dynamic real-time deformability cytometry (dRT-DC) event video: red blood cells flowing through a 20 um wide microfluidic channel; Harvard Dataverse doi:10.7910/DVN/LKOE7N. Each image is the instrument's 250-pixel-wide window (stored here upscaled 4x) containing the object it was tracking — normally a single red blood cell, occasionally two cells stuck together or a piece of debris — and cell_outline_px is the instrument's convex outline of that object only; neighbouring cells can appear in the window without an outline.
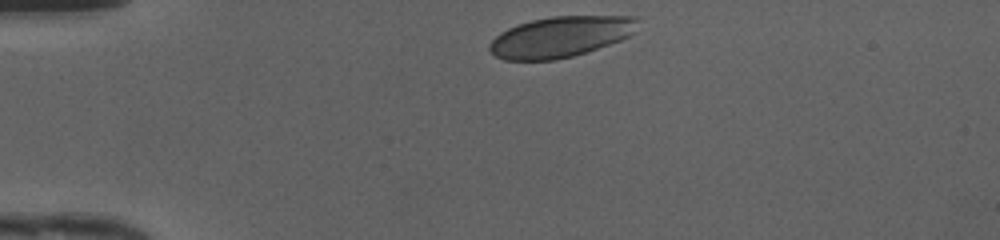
{"species": "human", "species_latin": "Homo sapiens", "temperature_condition": "cold", "stored_images_in_passage": 31, "camera_frame_rate_fps": 3000, "um_per_image_px": 0.085, "donor": {"sex": "female"}, "frame": {"image": 1, "passage_image": 1, "time_ms": 0.0, "image_size_px": [1000, 240], "cell_outline_px": [[640, 16], [632, 32], [628, 36], [620, 40], [572, 56], [556, 60], [504, 60], [496, 56], [488, 48], [488, 44], [500, 32], [508, 28], [532, 20], [552, 16]], "centroid_in_image_um": [47.61, 3.12], "position_along_channel_um": 37.4, "area_um2": 34.85}}
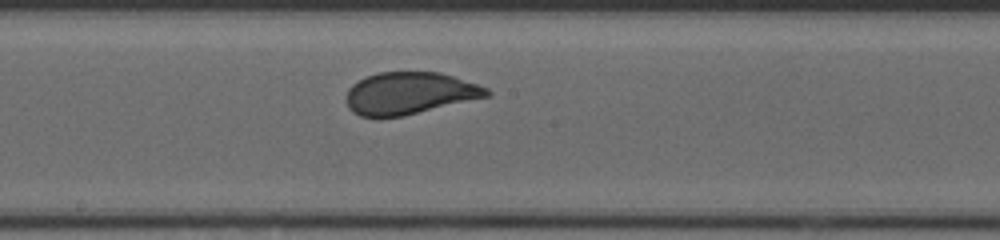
{"frame": {"image": 2, "passage_image": 17, "time_ms": 5.333, "image_size_px": [1000, 240], "cell_outline_px": [[492, 92], [488, 96], [404, 116], [360, 116], [352, 112], [348, 108], [344, 96], [348, 88], [352, 84], [368, 76], [380, 72], [440, 72], [488, 88]], "centroid_in_image_um": [34.77, 7.93], "position_along_channel_um": 213.4, "area_um2": 34.28}}
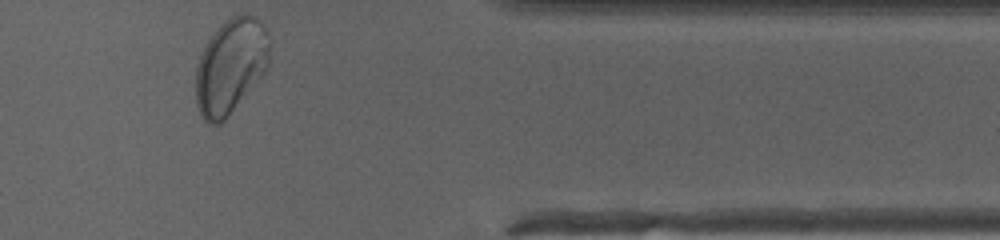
{"frame": {"image": 3, "passage_image": 31, "time_ms": 10.0, "image_size_px": [1000, 240], "cell_outline_px": [[272, 44], [268, 68], [224, 120], [220, 124], [208, 124], [200, 116], [196, 104], [196, 64], [208, 40], [216, 28], [224, 20], [240, 12], [244, 12], [260, 20], [272, 40]], "centroid_in_image_um": [19.62, 5.58], "position_along_channel_um": 391.8, "area_um2": 41.38}, "authors_computed_cell_mechanics": {"area_um2": 35.3736, "velocity_mm_per_s": 4.1879, "shape_relaxation_time_tau1_ms": 7.4356, "shape_relaxation_time_tau2_ms": null, "deformation_change_tau1": 0.1959, "deformation_change_tau2": null}}